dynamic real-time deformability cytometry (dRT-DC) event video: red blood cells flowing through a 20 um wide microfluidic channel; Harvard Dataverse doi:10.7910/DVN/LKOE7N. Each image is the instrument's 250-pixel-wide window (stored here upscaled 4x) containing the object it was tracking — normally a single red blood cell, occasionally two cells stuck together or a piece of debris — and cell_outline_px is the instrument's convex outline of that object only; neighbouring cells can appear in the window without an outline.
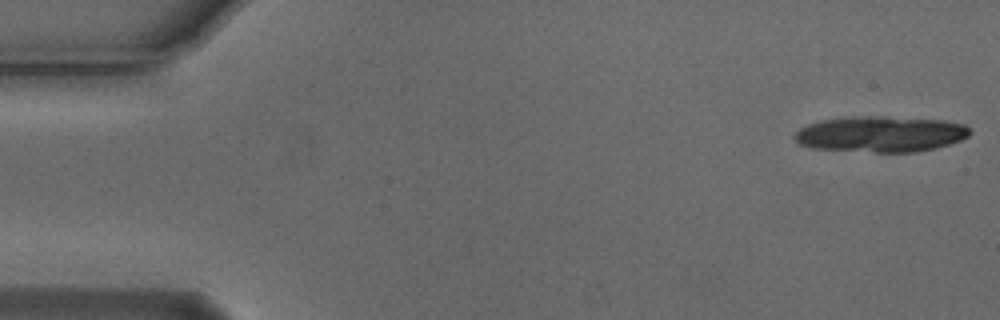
{"species": "Egyptian fruit bat (a non-hibernating species)", "species_latin": "Rousettus aegyptiacus", "temperature_condition": "cold", "stored_images_in_passage": 12, "camera_frame_rate_fps": 3000, "um_per_image_px": 0.085, "animal": {"sex": "male"}, "frame": {"image": 1, "passage_image": 1, "time_ms": 0.0, "image_size_px": [1000, 320], "cell_outline_px": [[972, 132], [968, 136], [960, 140], [936, 148], [916, 152], [876, 152], [812, 148], [800, 144], [792, 136], [800, 128], [808, 124], [820, 120], [852, 116], [868, 116], [944, 120], [964, 124]], "centroid_in_image_um": [74.84, 11.4], "position_along_channel_um": 10.2, "area_um2": 36.53}}